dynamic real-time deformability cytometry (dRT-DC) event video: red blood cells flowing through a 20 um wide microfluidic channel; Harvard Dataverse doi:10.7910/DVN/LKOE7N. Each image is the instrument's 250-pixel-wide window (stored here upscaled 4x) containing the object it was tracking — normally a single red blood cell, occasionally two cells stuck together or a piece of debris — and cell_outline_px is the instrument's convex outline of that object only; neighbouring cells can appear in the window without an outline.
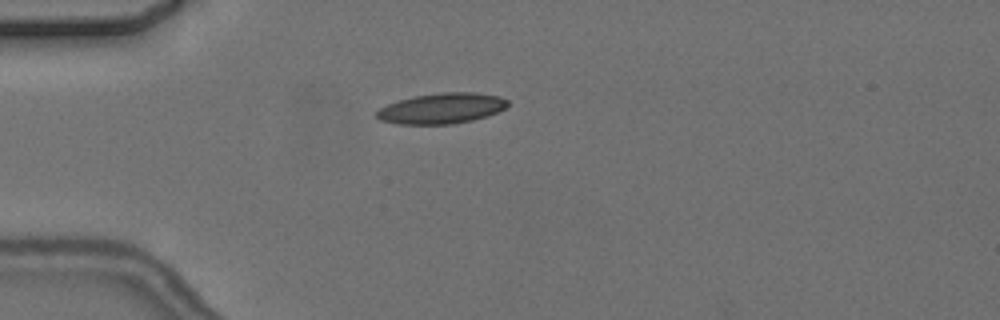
{"species": "common noctule bat (a hibernating species)", "species_latin": "Nyctalus noctula", "temperature_condition": "cold", "stored_images_in_passage": 3, "camera_frame_rate_fps": 3000, "um_per_image_px": 0.085, "animal": {"sex": "female", "body_mass_g": 24.6, "forearm_length_mm": 56.2}, "frame": {"image": 1, "passage_image": 1, "time_ms": 0.0, "image_size_px": [1000, 320], "cell_outline_px": [[508, 104], [504, 108], [488, 116], [472, 120], [452, 124], [396, 124], [380, 120], [376, 116], [376, 112], [380, 108], [388, 104], [412, 96], [440, 92], [476, 92], [500, 96], [508, 100]], "centroid_in_image_um": [37.54, 9.2], "position_along_channel_um": 47.5, "area_um2": 23.41}}
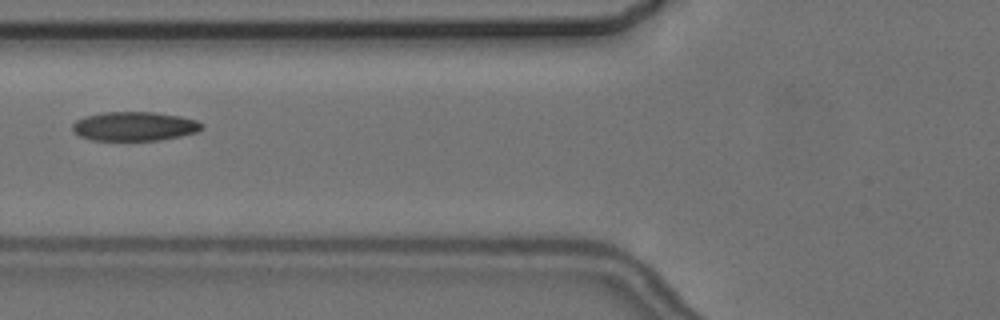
{"frame": {"image": 2, "passage_image": 3, "time_ms": 2.333, "image_size_px": [1000, 320], "cell_outline_px": [[204, 128], [196, 132], [180, 136], [160, 140], [92, 140], [80, 136], [72, 128], [72, 124], [76, 120], [84, 116], [104, 112], [156, 112], [180, 116], [196, 120], [204, 124]], "centroid_in_image_um": [11.44, 10.73], "position_along_channel_um": 114.4, "area_um2": 21.96}}